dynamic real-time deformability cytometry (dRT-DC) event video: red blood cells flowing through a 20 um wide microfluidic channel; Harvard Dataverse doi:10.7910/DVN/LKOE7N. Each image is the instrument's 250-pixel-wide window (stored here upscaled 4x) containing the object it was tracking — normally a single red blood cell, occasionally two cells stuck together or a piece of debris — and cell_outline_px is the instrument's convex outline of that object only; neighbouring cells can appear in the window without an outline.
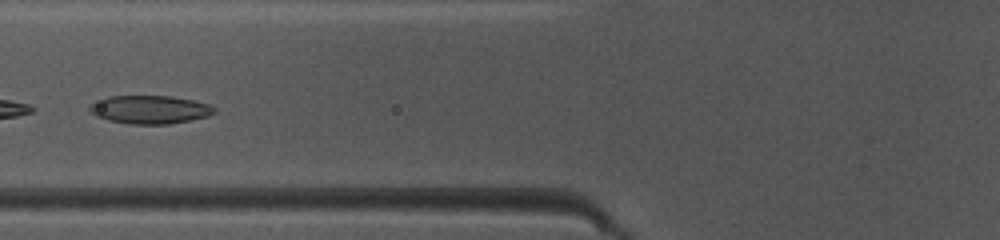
{"species": "common noctule bat (a hibernating species)", "species_latin": "Nyctalus noctula", "temperature_condition": "warm", "stored_images_in_passage": 22, "camera_frame_rate_fps": 3000, "um_per_image_px": 0.085, "animal": {"sex": "female", "body_mass_g": 10.0, "forearm_length_mm": 53.1}, "frame": {"image": 1, "passage_image": 7, "time_ms": 2.0, "image_size_px": [1000, 240], "cell_outline_px": [[216, 112], [208, 116], [168, 124], [128, 124], [108, 120], [96, 116], [88, 108], [88, 104], [108, 96], [172, 96], [192, 100], [208, 104], [216, 108]], "centroid_in_image_um": [12.71, 9.31], "position_along_channel_um": 113.1, "area_um2": 20.52}}
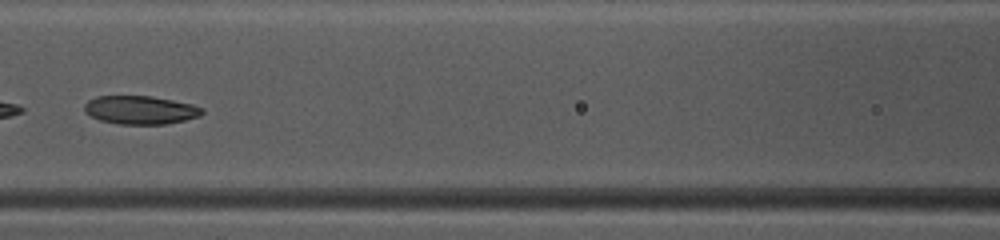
{"frame": {"image": 2, "passage_image": 10, "time_ms": 3.0, "image_size_px": [1000, 240], "cell_outline_px": [[204, 112], [200, 116], [168, 124], [120, 124], [100, 120], [84, 112], [84, 104], [88, 100], [96, 96], [152, 96], [192, 104], [204, 108]], "centroid_in_image_um": [11.94, 9.34], "position_along_channel_um": 154.7, "area_um2": 19.54}}